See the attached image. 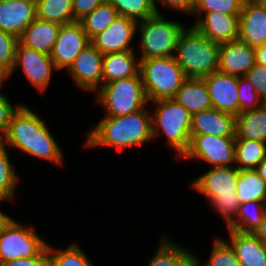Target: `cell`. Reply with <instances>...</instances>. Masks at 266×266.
I'll return each mask as SVG.
<instances>
[{
	"label": "cell",
	"mask_w": 266,
	"mask_h": 266,
	"mask_svg": "<svg viewBox=\"0 0 266 266\" xmlns=\"http://www.w3.org/2000/svg\"><path fill=\"white\" fill-rule=\"evenodd\" d=\"M0 142L40 159L56 164L63 162L61 149L49 133L44 120L24 105L12 115L8 131Z\"/></svg>",
	"instance_id": "1"
},
{
	"label": "cell",
	"mask_w": 266,
	"mask_h": 266,
	"mask_svg": "<svg viewBox=\"0 0 266 266\" xmlns=\"http://www.w3.org/2000/svg\"><path fill=\"white\" fill-rule=\"evenodd\" d=\"M151 116L143 108L128 115L104 117L89 133L87 146H110L121 150L141 145L152 138Z\"/></svg>",
	"instance_id": "2"
},
{
	"label": "cell",
	"mask_w": 266,
	"mask_h": 266,
	"mask_svg": "<svg viewBox=\"0 0 266 266\" xmlns=\"http://www.w3.org/2000/svg\"><path fill=\"white\" fill-rule=\"evenodd\" d=\"M219 47L193 26L181 33L174 58L187 78H203L218 71Z\"/></svg>",
	"instance_id": "3"
},
{
	"label": "cell",
	"mask_w": 266,
	"mask_h": 266,
	"mask_svg": "<svg viewBox=\"0 0 266 266\" xmlns=\"http://www.w3.org/2000/svg\"><path fill=\"white\" fill-rule=\"evenodd\" d=\"M239 169L232 166L213 167L191 184V187L206 195L214 208L226 219L227 229L233 224L238 207L237 182Z\"/></svg>",
	"instance_id": "4"
},
{
	"label": "cell",
	"mask_w": 266,
	"mask_h": 266,
	"mask_svg": "<svg viewBox=\"0 0 266 266\" xmlns=\"http://www.w3.org/2000/svg\"><path fill=\"white\" fill-rule=\"evenodd\" d=\"M139 61L140 74L148 102L173 98L187 79L174 56Z\"/></svg>",
	"instance_id": "5"
},
{
	"label": "cell",
	"mask_w": 266,
	"mask_h": 266,
	"mask_svg": "<svg viewBox=\"0 0 266 266\" xmlns=\"http://www.w3.org/2000/svg\"><path fill=\"white\" fill-rule=\"evenodd\" d=\"M99 90L97 100L105 107L106 117L135 113L148 102L140 71L135 76L103 84Z\"/></svg>",
	"instance_id": "6"
},
{
	"label": "cell",
	"mask_w": 266,
	"mask_h": 266,
	"mask_svg": "<svg viewBox=\"0 0 266 266\" xmlns=\"http://www.w3.org/2000/svg\"><path fill=\"white\" fill-rule=\"evenodd\" d=\"M152 102L157 104L155 116H151L152 137L162 129L169 145L183 156L190 144L192 114L172 98Z\"/></svg>",
	"instance_id": "7"
},
{
	"label": "cell",
	"mask_w": 266,
	"mask_h": 266,
	"mask_svg": "<svg viewBox=\"0 0 266 266\" xmlns=\"http://www.w3.org/2000/svg\"><path fill=\"white\" fill-rule=\"evenodd\" d=\"M141 33V58L174 56L179 37L185 27L181 23L164 19L160 13L138 21Z\"/></svg>",
	"instance_id": "8"
},
{
	"label": "cell",
	"mask_w": 266,
	"mask_h": 266,
	"mask_svg": "<svg viewBox=\"0 0 266 266\" xmlns=\"http://www.w3.org/2000/svg\"><path fill=\"white\" fill-rule=\"evenodd\" d=\"M47 245L32 228H25L12 219L0 234V265L37 256Z\"/></svg>",
	"instance_id": "9"
},
{
	"label": "cell",
	"mask_w": 266,
	"mask_h": 266,
	"mask_svg": "<svg viewBox=\"0 0 266 266\" xmlns=\"http://www.w3.org/2000/svg\"><path fill=\"white\" fill-rule=\"evenodd\" d=\"M235 138L214 135H191L190 144L183 157L202 159L213 167L231 166L235 163Z\"/></svg>",
	"instance_id": "10"
},
{
	"label": "cell",
	"mask_w": 266,
	"mask_h": 266,
	"mask_svg": "<svg viewBox=\"0 0 266 266\" xmlns=\"http://www.w3.org/2000/svg\"><path fill=\"white\" fill-rule=\"evenodd\" d=\"M91 43L80 21L61 25L50 53L56 70L69 68L80 52Z\"/></svg>",
	"instance_id": "11"
},
{
	"label": "cell",
	"mask_w": 266,
	"mask_h": 266,
	"mask_svg": "<svg viewBox=\"0 0 266 266\" xmlns=\"http://www.w3.org/2000/svg\"><path fill=\"white\" fill-rule=\"evenodd\" d=\"M19 65L22 67L28 80L39 91L46 90L51 79L53 68L56 69L50 55L22 46L18 42L15 49V62L10 75L13 74Z\"/></svg>",
	"instance_id": "12"
},
{
	"label": "cell",
	"mask_w": 266,
	"mask_h": 266,
	"mask_svg": "<svg viewBox=\"0 0 266 266\" xmlns=\"http://www.w3.org/2000/svg\"><path fill=\"white\" fill-rule=\"evenodd\" d=\"M138 21L124 16L112 22L103 32L91 39V43L102 54L133 51L131 40L138 29Z\"/></svg>",
	"instance_id": "13"
},
{
	"label": "cell",
	"mask_w": 266,
	"mask_h": 266,
	"mask_svg": "<svg viewBox=\"0 0 266 266\" xmlns=\"http://www.w3.org/2000/svg\"><path fill=\"white\" fill-rule=\"evenodd\" d=\"M212 107L221 112L239 114L238 77L215 71L203 77Z\"/></svg>",
	"instance_id": "14"
},
{
	"label": "cell",
	"mask_w": 266,
	"mask_h": 266,
	"mask_svg": "<svg viewBox=\"0 0 266 266\" xmlns=\"http://www.w3.org/2000/svg\"><path fill=\"white\" fill-rule=\"evenodd\" d=\"M103 56L104 54L90 43L68 68L73 79L82 89L94 92L101 84L99 82L103 85Z\"/></svg>",
	"instance_id": "15"
},
{
	"label": "cell",
	"mask_w": 266,
	"mask_h": 266,
	"mask_svg": "<svg viewBox=\"0 0 266 266\" xmlns=\"http://www.w3.org/2000/svg\"><path fill=\"white\" fill-rule=\"evenodd\" d=\"M255 63V48L245 42L236 39L220 44L218 71L242 77Z\"/></svg>",
	"instance_id": "16"
},
{
	"label": "cell",
	"mask_w": 266,
	"mask_h": 266,
	"mask_svg": "<svg viewBox=\"0 0 266 266\" xmlns=\"http://www.w3.org/2000/svg\"><path fill=\"white\" fill-rule=\"evenodd\" d=\"M37 18L36 0H0V29L19 38Z\"/></svg>",
	"instance_id": "17"
},
{
	"label": "cell",
	"mask_w": 266,
	"mask_h": 266,
	"mask_svg": "<svg viewBox=\"0 0 266 266\" xmlns=\"http://www.w3.org/2000/svg\"><path fill=\"white\" fill-rule=\"evenodd\" d=\"M190 135L236 137V116L215 108L192 115Z\"/></svg>",
	"instance_id": "18"
},
{
	"label": "cell",
	"mask_w": 266,
	"mask_h": 266,
	"mask_svg": "<svg viewBox=\"0 0 266 266\" xmlns=\"http://www.w3.org/2000/svg\"><path fill=\"white\" fill-rule=\"evenodd\" d=\"M238 39L254 48L266 43V12L255 0L244 1Z\"/></svg>",
	"instance_id": "19"
},
{
	"label": "cell",
	"mask_w": 266,
	"mask_h": 266,
	"mask_svg": "<svg viewBox=\"0 0 266 266\" xmlns=\"http://www.w3.org/2000/svg\"><path fill=\"white\" fill-rule=\"evenodd\" d=\"M203 15V18L194 23V27L211 41L221 44L238 39L239 15L218 12H208Z\"/></svg>",
	"instance_id": "20"
},
{
	"label": "cell",
	"mask_w": 266,
	"mask_h": 266,
	"mask_svg": "<svg viewBox=\"0 0 266 266\" xmlns=\"http://www.w3.org/2000/svg\"><path fill=\"white\" fill-rule=\"evenodd\" d=\"M230 245L242 266H266V244L253 233L228 230Z\"/></svg>",
	"instance_id": "21"
},
{
	"label": "cell",
	"mask_w": 266,
	"mask_h": 266,
	"mask_svg": "<svg viewBox=\"0 0 266 266\" xmlns=\"http://www.w3.org/2000/svg\"><path fill=\"white\" fill-rule=\"evenodd\" d=\"M60 29L59 24L36 18L23 31L18 42L22 46L50 55Z\"/></svg>",
	"instance_id": "22"
},
{
	"label": "cell",
	"mask_w": 266,
	"mask_h": 266,
	"mask_svg": "<svg viewBox=\"0 0 266 266\" xmlns=\"http://www.w3.org/2000/svg\"><path fill=\"white\" fill-rule=\"evenodd\" d=\"M192 115L213 108L203 78H187L172 98Z\"/></svg>",
	"instance_id": "23"
},
{
	"label": "cell",
	"mask_w": 266,
	"mask_h": 266,
	"mask_svg": "<svg viewBox=\"0 0 266 266\" xmlns=\"http://www.w3.org/2000/svg\"><path fill=\"white\" fill-rule=\"evenodd\" d=\"M134 55V51L105 54L103 56V84L135 76L140 71V61Z\"/></svg>",
	"instance_id": "24"
},
{
	"label": "cell",
	"mask_w": 266,
	"mask_h": 266,
	"mask_svg": "<svg viewBox=\"0 0 266 266\" xmlns=\"http://www.w3.org/2000/svg\"><path fill=\"white\" fill-rule=\"evenodd\" d=\"M235 140H254L266 143V103L257 109L236 116Z\"/></svg>",
	"instance_id": "25"
},
{
	"label": "cell",
	"mask_w": 266,
	"mask_h": 266,
	"mask_svg": "<svg viewBox=\"0 0 266 266\" xmlns=\"http://www.w3.org/2000/svg\"><path fill=\"white\" fill-rule=\"evenodd\" d=\"M147 266H196V257L164 237Z\"/></svg>",
	"instance_id": "26"
},
{
	"label": "cell",
	"mask_w": 266,
	"mask_h": 266,
	"mask_svg": "<svg viewBox=\"0 0 266 266\" xmlns=\"http://www.w3.org/2000/svg\"><path fill=\"white\" fill-rule=\"evenodd\" d=\"M240 204L244 202H266V183L255 169L239 170L236 190Z\"/></svg>",
	"instance_id": "27"
},
{
	"label": "cell",
	"mask_w": 266,
	"mask_h": 266,
	"mask_svg": "<svg viewBox=\"0 0 266 266\" xmlns=\"http://www.w3.org/2000/svg\"><path fill=\"white\" fill-rule=\"evenodd\" d=\"M266 212V202L251 201L241 203L238 207L233 224L228 230L252 233L263 221Z\"/></svg>",
	"instance_id": "28"
},
{
	"label": "cell",
	"mask_w": 266,
	"mask_h": 266,
	"mask_svg": "<svg viewBox=\"0 0 266 266\" xmlns=\"http://www.w3.org/2000/svg\"><path fill=\"white\" fill-rule=\"evenodd\" d=\"M118 16L119 14L116 9L106 0L82 18L80 22L88 38L91 40L98 33L105 31Z\"/></svg>",
	"instance_id": "29"
},
{
	"label": "cell",
	"mask_w": 266,
	"mask_h": 266,
	"mask_svg": "<svg viewBox=\"0 0 266 266\" xmlns=\"http://www.w3.org/2000/svg\"><path fill=\"white\" fill-rule=\"evenodd\" d=\"M73 0H36L37 19L59 25L74 22Z\"/></svg>",
	"instance_id": "30"
},
{
	"label": "cell",
	"mask_w": 266,
	"mask_h": 266,
	"mask_svg": "<svg viewBox=\"0 0 266 266\" xmlns=\"http://www.w3.org/2000/svg\"><path fill=\"white\" fill-rule=\"evenodd\" d=\"M235 163L239 170H251L266 158V143L254 140H235Z\"/></svg>",
	"instance_id": "31"
},
{
	"label": "cell",
	"mask_w": 266,
	"mask_h": 266,
	"mask_svg": "<svg viewBox=\"0 0 266 266\" xmlns=\"http://www.w3.org/2000/svg\"><path fill=\"white\" fill-rule=\"evenodd\" d=\"M119 16L129 17L136 21L149 18L160 13L154 0H108ZM139 19V20H138Z\"/></svg>",
	"instance_id": "32"
},
{
	"label": "cell",
	"mask_w": 266,
	"mask_h": 266,
	"mask_svg": "<svg viewBox=\"0 0 266 266\" xmlns=\"http://www.w3.org/2000/svg\"><path fill=\"white\" fill-rule=\"evenodd\" d=\"M49 266H94L76 244L65 250H53L48 245Z\"/></svg>",
	"instance_id": "33"
},
{
	"label": "cell",
	"mask_w": 266,
	"mask_h": 266,
	"mask_svg": "<svg viewBox=\"0 0 266 266\" xmlns=\"http://www.w3.org/2000/svg\"><path fill=\"white\" fill-rule=\"evenodd\" d=\"M10 163L5 144L0 142V201L12 199L18 183Z\"/></svg>",
	"instance_id": "34"
},
{
	"label": "cell",
	"mask_w": 266,
	"mask_h": 266,
	"mask_svg": "<svg viewBox=\"0 0 266 266\" xmlns=\"http://www.w3.org/2000/svg\"><path fill=\"white\" fill-rule=\"evenodd\" d=\"M245 0H195L193 14L218 12L229 15H240Z\"/></svg>",
	"instance_id": "35"
},
{
	"label": "cell",
	"mask_w": 266,
	"mask_h": 266,
	"mask_svg": "<svg viewBox=\"0 0 266 266\" xmlns=\"http://www.w3.org/2000/svg\"><path fill=\"white\" fill-rule=\"evenodd\" d=\"M196 266H202L196 257ZM204 266V265H203ZM206 266H242L238 261L234 249L222 239H217Z\"/></svg>",
	"instance_id": "36"
},
{
	"label": "cell",
	"mask_w": 266,
	"mask_h": 266,
	"mask_svg": "<svg viewBox=\"0 0 266 266\" xmlns=\"http://www.w3.org/2000/svg\"><path fill=\"white\" fill-rule=\"evenodd\" d=\"M239 113L257 109L263 104L255 87L244 76L238 77Z\"/></svg>",
	"instance_id": "37"
},
{
	"label": "cell",
	"mask_w": 266,
	"mask_h": 266,
	"mask_svg": "<svg viewBox=\"0 0 266 266\" xmlns=\"http://www.w3.org/2000/svg\"><path fill=\"white\" fill-rule=\"evenodd\" d=\"M18 38L0 29V64L5 66L10 72L13 70L15 62V49Z\"/></svg>",
	"instance_id": "38"
},
{
	"label": "cell",
	"mask_w": 266,
	"mask_h": 266,
	"mask_svg": "<svg viewBox=\"0 0 266 266\" xmlns=\"http://www.w3.org/2000/svg\"><path fill=\"white\" fill-rule=\"evenodd\" d=\"M244 77L255 87L261 102L266 103V67L255 63Z\"/></svg>",
	"instance_id": "39"
},
{
	"label": "cell",
	"mask_w": 266,
	"mask_h": 266,
	"mask_svg": "<svg viewBox=\"0 0 266 266\" xmlns=\"http://www.w3.org/2000/svg\"><path fill=\"white\" fill-rule=\"evenodd\" d=\"M20 106L21 105H17V107L14 108L10 102H8L7 98L0 93V141L8 131L12 115L19 109Z\"/></svg>",
	"instance_id": "40"
},
{
	"label": "cell",
	"mask_w": 266,
	"mask_h": 266,
	"mask_svg": "<svg viewBox=\"0 0 266 266\" xmlns=\"http://www.w3.org/2000/svg\"><path fill=\"white\" fill-rule=\"evenodd\" d=\"M0 266H49L48 245L37 256L15 259Z\"/></svg>",
	"instance_id": "41"
},
{
	"label": "cell",
	"mask_w": 266,
	"mask_h": 266,
	"mask_svg": "<svg viewBox=\"0 0 266 266\" xmlns=\"http://www.w3.org/2000/svg\"><path fill=\"white\" fill-rule=\"evenodd\" d=\"M106 0H73L72 10L75 21H80Z\"/></svg>",
	"instance_id": "42"
},
{
	"label": "cell",
	"mask_w": 266,
	"mask_h": 266,
	"mask_svg": "<svg viewBox=\"0 0 266 266\" xmlns=\"http://www.w3.org/2000/svg\"><path fill=\"white\" fill-rule=\"evenodd\" d=\"M156 1L165 4V6L167 5V7L175 8L187 13H193L195 7V0H154V4Z\"/></svg>",
	"instance_id": "43"
},
{
	"label": "cell",
	"mask_w": 266,
	"mask_h": 266,
	"mask_svg": "<svg viewBox=\"0 0 266 266\" xmlns=\"http://www.w3.org/2000/svg\"><path fill=\"white\" fill-rule=\"evenodd\" d=\"M256 64L266 67V43L255 47Z\"/></svg>",
	"instance_id": "44"
},
{
	"label": "cell",
	"mask_w": 266,
	"mask_h": 266,
	"mask_svg": "<svg viewBox=\"0 0 266 266\" xmlns=\"http://www.w3.org/2000/svg\"><path fill=\"white\" fill-rule=\"evenodd\" d=\"M263 244H266V212L263 221L257 229L252 232Z\"/></svg>",
	"instance_id": "45"
},
{
	"label": "cell",
	"mask_w": 266,
	"mask_h": 266,
	"mask_svg": "<svg viewBox=\"0 0 266 266\" xmlns=\"http://www.w3.org/2000/svg\"><path fill=\"white\" fill-rule=\"evenodd\" d=\"M266 183V158L255 169Z\"/></svg>",
	"instance_id": "46"
},
{
	"label": "cell",
	"mask_w": 266,
	"mask_h": 266,
	"mask_svg": "<svg viewBox=\"0 0 266 266\" xmlns=\"http://www.w3.org/2000/svg\"><path fill=\"white\" fill-rule=\"evenodd\" d=\"M11 220L12 218L0 212V234L3 232V230L10 223Z\"/></svg>",
	"instance_id": "47"
},
{
	"label": "cell",
	"mask_w": 266,
	"mask_h": 266,
	"mask_svg": "<svg viewBox=\"0 0 266 266\" xmlns=\"http://www.w3.org/2000/svg\"><path fill=\"white\" fill-rule=\"evenodd\" d=\"M10 75V71L3 66L2 64H0V87L3 84V80L7 79Z\"/></svg>",
	"instance_id": "48"
},
{
	"label": "cell",
	"mask_w": 266,
	"mask_h": 266,
	"mask_svg": "<svg viewBox=\"0 0 266 266\" xmlns=\"http://www.w3.org/2000/svg\"><path fill=\"white\" fill-rule=\"evenodd\" d=\"M266 12V0H255Z\"/></svg>",
	"instance_id": "49"
}]
</instances>
